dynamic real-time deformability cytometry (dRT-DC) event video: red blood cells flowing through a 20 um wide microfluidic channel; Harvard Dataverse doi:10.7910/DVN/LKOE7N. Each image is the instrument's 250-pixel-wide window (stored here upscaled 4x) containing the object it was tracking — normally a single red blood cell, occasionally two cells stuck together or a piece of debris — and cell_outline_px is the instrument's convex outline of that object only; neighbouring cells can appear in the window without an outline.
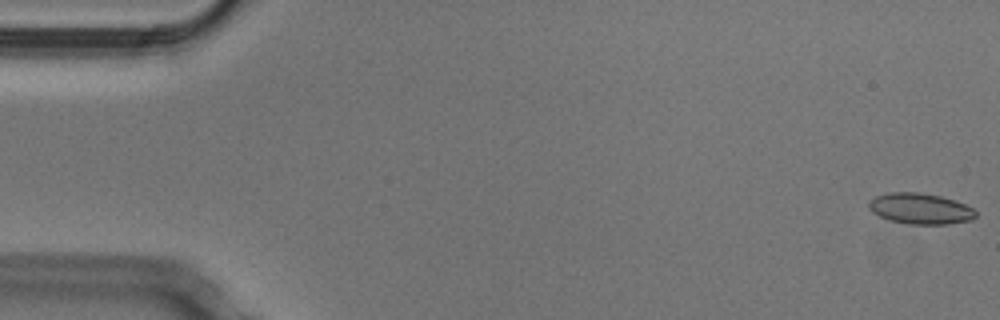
{"species": "Egyptian fruit bat (a non-hibernating species)", "species_latin": "Rousettus aegyptiacus", "temperature_condition": "cold", "stored_images_in_passage": 53, "camera_frame_rate_fps": 3000, "um_per_image_px": 0.085, "animal": {"sex": "male"}, "frame": {"image": 1, "passage_image": 1, "time_ms": 0.0, "image_size_px": [1000, 320], "cell_outline_px": [[976, 216], [972, 220], [948, 224], [908, 224], [888, 220], [872, 212], [868, 208], [868, 200], [876, 196], [888, 192], [916, 192], [940, 196], [964, 204], [972, 208], [976, 212]], "centroid_in_image_um": [78.18, 17.74], "position_along_channel_um": 6.8, "area_um2": 19.25}}
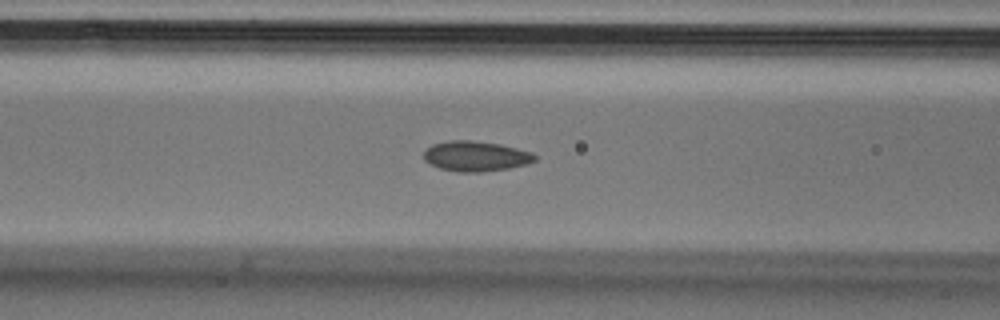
{"frame": {"image": 2, "passage_image": 21, "time_ms": 6.667, "image_size_px": [1000, 320], "cell_outline_px": [[536, 160], [524, 164], [508, 168], [480, 172], [460, 172], [440, 168], [428, 164], [424, 160], [424, 152], [432, 144], [448, 140], [472, 140], [500, 144], [532, 152], [536, 156]], "centroid_in_image_um": [40.4, 13.27], "position_along_channel_um": 126.2, "area_um2": 19.48}}
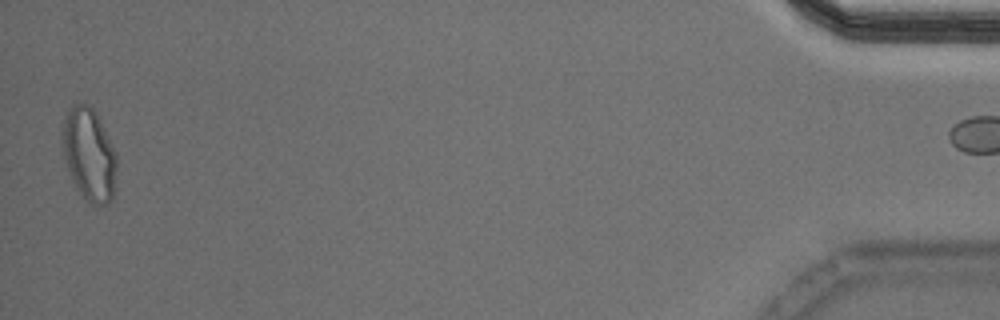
{"frame": {"image": 3, "passage_image": 52, "time_ms": 17.0, "image_size_px": [1000, 320], "cell_outline_px": [[116, 172], [112, 200], [108, 204], [92, 204], [76, 188], [72, 180], [64, 156], [64, 120], [72, 104], [88, 104], [96, 112], [116, 152]], "centroid_in_image_um": [7.61, 13.13], "position_along_channel_um": 427.6, "area_um2": 28.67}, "authors_computed_cell_mechanics": {"area_um2": 19.2474, "velocity_mm_per_s": 3.7997, "shape_relaxation_time_tau1_ms": 10.5797, "shape_relaxation_time_tau2_ms": 1.9, "deformation_change_tau1": 0.1758, "deformation_change_tau2": 0.0735}}